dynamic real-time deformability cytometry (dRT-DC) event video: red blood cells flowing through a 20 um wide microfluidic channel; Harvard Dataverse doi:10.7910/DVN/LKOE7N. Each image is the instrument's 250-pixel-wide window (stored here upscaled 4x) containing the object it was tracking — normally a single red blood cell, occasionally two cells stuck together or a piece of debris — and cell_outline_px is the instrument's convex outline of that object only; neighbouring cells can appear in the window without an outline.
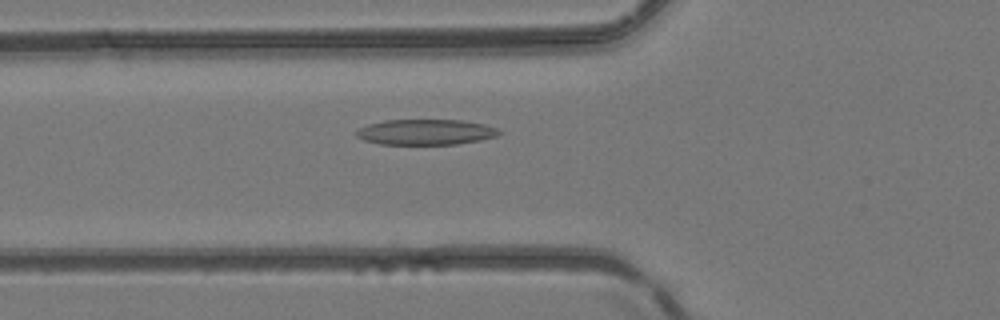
{"species": "common noctule bat (a hibernating species)", "species_latin": "Nyctalus noctula", "temperature_condition": "room temperature", "stored_images_in_passage": 47, "segment_of_instrument_passage": [1, 2], "camera_frame_rate_fps": 3000, "um_per_image_px": 0.085, "animal": {"sex": "female", "body_mass_g": 24.6, "forearm_length_mm": 56.2}, "frame": {"image": 1, "passage_image": 16, "time_ms": 5.0, "image_size_px": [1000, 320], "cell_outline_px": [[500, 132], [496, 136], [480, 140], [456, 144], [380, 144], [364, 140], [356, 136], [356, 132], [360, 128], [368, 124], [384, 120], [460, 120], [484, 124], [496, 128]], "centroid_in_image_um": [36.16, 11.22], "position_along_channel_um": 89.6, "area_um2": 21.04}}
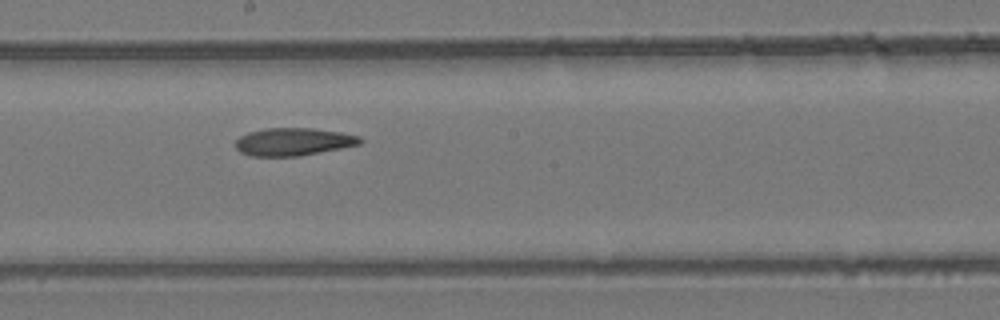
{"frame": {"image": 2, "passage_image": 25, "time_ms": 8.0, "image_size_px": [1000, 320], "cell_outline_px": [[364, 140], [360, 144], [300, 156], [252, 156], [240, 152], [236, 148], [236, 140], [240, 136], [248, 132], [264, 128], [312, 128], [340, 132], [360, 136]], "centroid_in_image_um": [24.93, 12.04], "position_along_channel_um": 223.3, "area_um2": 20.11}}
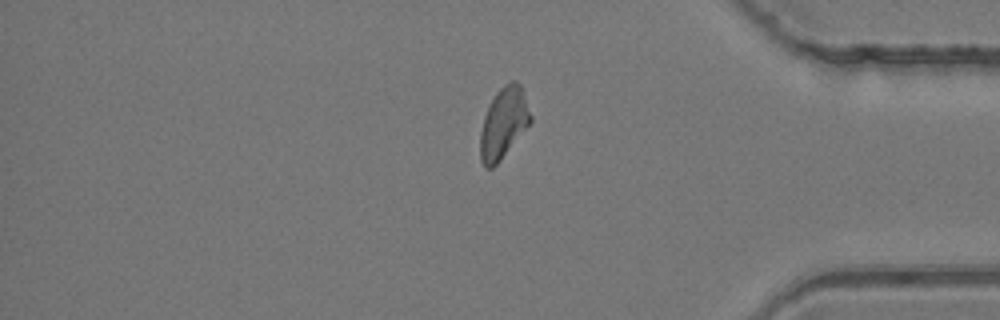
{"frame": {"image": 3, "passage_image": 38, "time_ms": 12.333, "image_size_px": [1000, 320], "cell_outline_px": [[532, 120], [500, 160], [492, 168], [484, 168], [480, 160], [480, 132], [484, 116], [496, 92], [504, 84], [512, 80], [516, 80], [520, 84], [532, 116]], "centroid_in_image_um": [42.79, 10.46], "position_along_channel_um": 392.4, "area_um2": 20.52}}